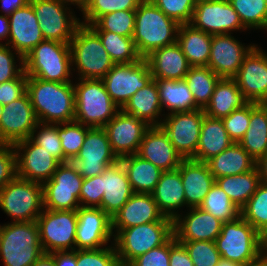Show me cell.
Instances as JSON below:
<instances>
[{"mask_svg":"<svg viewBox=\"0 0 267 266\" xmlns=\"http://www.w3.org/2000/svg\"><path fill=\"white\" fill-rule=\"evenodd\" d=\"M38 122L74 121L75 92L72 82L58 83L27 76V91Z\"/></svg>","mask_w":267,"mask_h":266,"instance_id":"cell-1","label":"cell"},{"mask_svg":"<svg viewBox=\"0 0 267 266\" xmlns=\"http://www.w3.org/2000/svg\"><path fill=\"white\" fill-rule=\"evenodd\" d=\"M178 28L179 24L151 0H142L136 9L132 35L138 54L145 58L155 49L175 44Z\"/></svg>","mask_w":267,"mask_h":266,"instance_id":"cell-2","label":"cell"},{"mask_svg":"<svg viewBox=\"0 0 267 266\" xmlns=\"http://www.w3.org/2000/svg\"><path fill=\"white\" fill-rule=\"evenodd\" d=\"M23 66L27 76L58 83L71 82L70 44L43 40L23 58Z\"/></svg>","mask_w":267,"mask_h":266,"instance_id":"cell-3","label":"cell"},{"mask_svg":"<svg viewBox=\"0 0 267 266\" xmlns=\"http://www.w3.org/2000/svg\"><path fill=\"white\" fill-rule=\"evenodd\" d=\"M78 81L73 83L74 120L90 128H104L120 108L110 98L101 79H79Z\"/></svg>","mask_w":267,"mask_h":266,"instance_id":"cell-4","label":"cell"},{"mask_svg":"<svg viewBox=\"0 0 267 266\" xmlns=\"http://www.w3.org/2000/svg\"><path fill=\"white\" fill-rule=\"evenodd\" d=\"M70 53L72 70L77 69L78 79H102L115 65L99 36L83 24L70 42Z\"/></svg>","mask_w":267,"mask_h":266,"instance_id":"cell-5","label":"cell"},{"mask_svg":"<svg viewBox=\"0 0 267 266\" xmlns=\"http://www.w3.org/2000/svg\"><path fill=\"white\" fill-rule=\"evenodd\" d=\"M173 235V221H156L122 229L113 238L120 265L128 266L135 258L165 244Z\"/></svg>","mask_w":267,"mask_h":266,"instance_id":"cell-6","label":"cell"},{"mask_svg":"<svg viewBox=\"0 0 267 266\" xmlns=\"http://www.w3.org/2000/svg\"><path fill=\"white\" fill-rule=\"evenodd\" d=\"M215 244L221 258L241 265L256 260L264 253L260 233L241 216L222 224Z\"/></svg>","mask_w":267,"mask_h":266,"instance_id":"cell-7","label":"cell"},{"mask_svg":"<svg viewBox=\"0 0 267 266\" xmlns=\"http://www.w3.org/2000/svg\"><path fill=\"white\" fill-rule=\"evenodd\" d=\"M43 253L36 221L6 224L0 237L4 266H31Z\"/></svg>","mask_w":267,"mask_h":266,"instance_id":"cell-8","label":"cell"},{"mask_svg":"<svg viewBox=\"0 0 267 266\" xmlns=\"http://www.w3.org/2000/svg\"><path fill=\"white\" fill-rule=\"evenodd\" d=\"M0 208L12 222H34L44 210L43 185L15 177L0 190Z\"/></svg>","mask_w":267,"mask_h":266,"instance_id":"cell-9","label":"cell"},{"mask_svg":"<svg viewBox=\"0 0 267 266\" xmlns=\"http://www.w3.org/2000/svg\"><path fill=\"white\" fill-rule=\"evenodd\" d=\"M77 210L44 209L36 219L44 253L75 250Z\"/></svg>","mask_w":267,"mask_h":266,"instance_id":"cell-10","label":"cell"},{"mask_svg":"<svg viewBox=\"0 0 267 266\" xmlns=\"http://www.w3.org/2000/svg\"><path fill=\"white\" fill-rule=\"evenodd\" d=\"M113 102L122 109L137 90L148 85L153 76L145 58L127 64H115L101 79Z\"/></svg>","mask_w":267,"mask_h":266,"instance_id":"cell-11","label":"cell"},{"mask_svg":"<svg viewBox=\"0 0 267 266\" xmlns=\"http://www.w3.org/2000/svg\"><path fill=\"white\" fill-rule=\"evenodd\" d=\"M29 3L38 19L44 39L70 44L76 29L81 25L70 6L67 7L60 0H30Z\"/></svg>","mask_w":267,"mask_h":266,"instance_id":"cell-12","label":"cell"},{"mask_svg":"<svg viewBox=\"0 0 267 266\" xmlns=\"http://www.w3.org/2000/svg\"><path fill=\"white\" fill-rule=\"evenodd\" d=\"M83 180L71 162L60 163L52 178L43 184L44 209L77 210Z\"/></svg>","mask_w":267,"mask_h":266,"instance_id":"cell-13","label":"cell"},{"mask_svg":"<svg viewBox=\"0 0 267 266\" xmlns=\"http://www.w3.org/2000/svg\"><path fill=\"white\" fill-rule=\"evenodd\" d=\"M204 110L197 109L189 112L162 114V129L169 136L170 142L183 159L196 155Z\"/></svg>","mask_w":267,"mask_h":266,"instance_id":"cell-14","label":"cell"},{"mask_svg":"<svg viewBox=\"0 0 267 266\" xmlns=\"http://www.w3.org/2000/svg\"><path fill=\"white\" fill-rule=\"evenodd\" d=\"M119 159L113 153L104 128H90L79 154L71 161L77 172L85 179L95 177Z\"/></svg>","mask_w":267,"mask_h":266,"instance_id":"cell-15","label":"cell"},{"mask_svg":"<svg viewBox=\"0 0 267 266\" xmlns=\"http://www.w3.org/2000/svg\"><path fill=\"white\" fill-rule=\"evenodd\" d=\"M190 24L211 35L248 30L228 0H199Z\"/></svg>","mask_w":267,"mask_h":266,"instance_id":"cell-16","label":"cell"},{"mask_svg":"<svg viewBox=\"0 0 267 266\" xmlns=\"http://www.w3.org/2000/svg\"><path fill=\"white\" fill-rule=\"evenodd\" d=\"M17 177L44 184L50 180L60 162L30 138L13 144ZM22 151V152H21Z\"/></svg>","mask_w":267,"mask_h":266,"instance_id":"cell-17","label":"cell"},{"mask_svg":"<svg viewBox=\"0 0 267 266\" xmlns=\"http://www.w3.org/2000/svg\"><path fill=\"white\" fill-rule=\"evenodd\" d=\"M150 127L144 120L120 109L104 129L113 153L120 159L138 153L140 143Z\"/></svg>","mask_w":267,"mask_h":266,"instance_id":"cell-18","label":"cell"},{"mask_svg":"<svg viewBox=\"0 0 267 266\" xmlns=\"http://www.w3.org/2000/svg\"><path fill=\"white\" fill-rule=\"evenodd\" d=\"M77 217L75 250L100 249L114 237L112 219L101 208L79 207Z\"/></svg>","mask_w":267,"mask_h":266,"instance_id":"cell-19","label":"cell"},{"mask_svg":"<svg viewBox=\"0 0 267 266\" xmlns=\"http://www.w3.org/2000/svg\"><path fill=\"white\" fill-rule=\"evenodd\" d=\"M3 109L0 119V144H14L28 139L38 123L28 93L3 105Z\"/></svg>","mask_w":267,"mask_h":266,"instance_id":"cell-20","label":"cell"},{"mask_svg":"<svg viewBox=\"0 0 267 266\" xmlns=\"http://www.w3.org/2000/svg\"><path fill=\"white\" fill-rule=\"evenodd\" d=\"M234 79L249 102L267 103V53L255 45Z\"/></svg>","mask_w":267,"mask_h":266,"instance_id":"cell-21","label":"cell"},{"mask_svg":"<svg viewBox=\"0 0 267 266\" xmlns=\"http://www.w3.org/2000/svg\"><path fill=\"white\" fill-rule=\"evenodd\" d=\"M255 45L244 46L231 34L212 35L208 67L220 78H234L244 57Z\"/></svg>","mask_w":267,"mask_h":266,"instance_id":"cell-22","label":"cell"},{"mask_svg":"<svg viewBox=\"0 0 267 266\" xmlns=\"http://www.w3.org/2000/svg\"><path fill=\"white\" fill-rule=\"evenodd\" d=\"M189 213L173 220V233L177 242L213 241L220 235L223 222L199 207L188 208Z\"/></svg>","mask_w":267,"mask_h":266,"instance_id":"cell-23","label":"cell"},{"mask_svg":"<svg viewBox=\"0 0 267 266\" xmlns=\"http://www.w3.org/2000/svg\"><path fill=\"white\" fill-rule=\"evenodd\" d=\"M111 219L114 237L122 229L132 226L156 221H173L160 212L153 195L145 193H134Z\"/></svg>","mask_w":267,"mask_h":266,"instance_id":"cell-24","label":"cell"},{"mask_svg":"<svg viewBox=\"0 0 267 266\" xmlns=\"http://www.w3.org/2000/svg\"><path fill=\"white\" fill-rule=\"evenodd\" d=\"M9 17L8 44L23 58L41 41L45 40L32 5L14 11Z\"/></svg>","mask_w":267,"mask_h":266,"instance_id":"cell-25","label":"cell"},{"mask_svg":"<svg viewBox=\"0 0 267 266\" xmlns=\"http://www.w3.org/2000/svg\"><path fill=\"white\" fill-rule=\"evenodd\" d=\"M137 155L162 171L177 169L183 160L161 126H151L146 131Z\"/></svg>","mask_w":267,"mask_h":266,"instance_id":"cell-26","label":"cell"},{"mask_svg":"<svg viewBox=\"0 0 267 266\" xmlns=\"http://www.w3.org/2000/svg\"><path fill=\"white\" fill-rule=\"evenodd\" d=\"M102 191L101 209L112 218L134 194L127 172L118 160L108 166L101 174Z\"/></svg>","mask_w":267,"mask_h":266,"instance_id":"cell-27","label":"cell"},{"mask_svg":"<svg viewBox=\"0 0 267 266\" xmlns=\"http://www.w3.org/2000/svg\"><path fill=\"white\" fill-rule=\"evenodd\" d=\"M183 183L186 205L199 207L215 183L206 162L183 159L178 167Z\"/></svg>","mask_w":267,"mask_h":266,"instance_id":"cell-28","label":"cell"},{"mask_svg":"<svg viewBox=\"0 0 267 266\" xmlns=\"http://www.w3.org/2000/svg\"><path fill=\"white\" fill-rule=\"evenodd\" d=\"M145 60L153 79L182 80L191 68L177 42L155 49Z\"/></svg>","mask_w":267,"mask_h":266,"instance_id":"cell-29","label":"cell"},{"mask_svg":"<svg viewBox=\"0 0 267 266\" xmlns=\"http://www.w3.org/2000/svg\"><path fill=\"white\" fill-rule=\"evenodd\" d=\"M152 195L160 212L172 220L179 215L178 210L188 208L178 168L163 171Z\"/></svg>","mask_w":267,"mask_h":266,"instance_id":"cell-30","label":"cell"},{"mask_svg":"<svg viewBox=\"0 0 267 266\" xmlns=\"http://www.w3.org/2000/svg\"><path fill=\"white\" fill-rule=\"evenodd\" d=\"M248 103L234 78H220L204 113L211 118L222 119Z\"/></svg>","mask_w":267,"mask_h":266,"instance_id":"cell-31","label":"cell"},{"mask_svg":"<svg viewBox=\"0 0 267 266\" xmlns=\"http://www.w3.org/2000/svg\"><path fill=\"white\" fill-rule=\"evenodd\" d=\"M222 119L204 115L196 155L192 158L206 162L233 144Z\"/></svg>","mask_w":267,"mask_h":266,"instance_id":"cell-32","label":"cell"},{"mask_svg":"<svg viewBox=\"0 0 267 266\" xmlns=\"http://www.w3.org/2000/svg\"><path fill=\"white\" fill-rule=\"evenodd\" d=\"M206 164L215 179L243 174L256 167L254 158L239 143H233Z\"/></svg>","mask_w":267,"mask_h":266,"instance_id":"cell-33","label":"cell"},{"mask_svg":"<svg viewBox=\"0 0 267 266\" xmlns=\"http://www.w3.org/2000/svg\"><path fill=\"white\" fill-rule=\"evenodd\" d=\"M176 42L191 67L208 65L212 43L211 34L198 30L191 24H180Z\"/></svg>","mask_w":267,"mask_h":266,"instance_id":"cell-34","label":"cell"},{"mask_svg":"<svg viewBox=\"0 0 267 266\" xmlns=\"http://www.w3.org/2000/svg\"><path fill=\"white\" fill-rule=\"evenodd\" d=\"M121 110L144 120L150 126H160L162 122V118H160L162 106L155 79L145 87L137 90Z\"/></svg>","mask_w":267,"mask_h":266,"instance_id":"cell-35","label":"cell"},{"mask_svg":"<svg viewBox=\"0 0 267 266\" xmlns=\"http://www.w3.org/2000/svg\"><path fill=\"white\" fill-rule=\"evenodd\" d=\"M238 143L255 161L267 153V103L250 102L249 129Z\"/></svg>","mask_w":267,"mask_h":266,"instance_id":"cell-36","label":"cell"},{"mask_svg":"<svg viewBox=\"0 0 267 266\" xmlns=\"http://www.w3.org/2000/svg\"><path fill=\"white\" fill-rule=\"evenodd\" d=\"M119 160L127 172L133 192L152 194L163 171L137 154Z\"/></svg>","mask_w":267,"mask_h":266,"instance_id":"cell-37","label":"cell"},{"mask_svg":"<svg viewBox=\"0 0 267 266\" xmlns=\"http://www.w3.org/2000/svg\"><path fill=\"white\" fill-rule=\"evenodd\" d=\"M155 81L157 83L162 111H164V107L170 111L168 114L199 109L184 79H155Z\"/></svg>","mask_w":267,"mask_h":266,"instance_id":"cell-38","label":"cell"},{"mask_svg":"<svg viewBox=\"0 0 267 266\" xmlns=\"http://www.w3.org/2000/svg\"><path fill=\"white\" fill-rule=\"evenodd\" d=\"M215 183L225 191L231 201L241 209L260 184L257 167L249 172L215 179Z\"/></svg>","mask_w":267,"mask_h":266,"instance_id":"cell-39","label":"cell"},{"mask_svg":"<svg viewBox=\"0 0 267 266\" xmlns=\"http://www.w3.org/2000/svg\"><path fill=\"white\" fill-rule=\"evenodd\" d=\"M219 79L220 77L208 66L191 67L185 75L184 80L199 109L204 110L208 105Z\"/></svg>","mask_w":267,"mask_h":266,"instance_id":"cell-40","label":"cell"},{"mask_svg":"<svg viewBox=\"0 0 267 266\" xmlns=\"http://www.w3.org/2000/svg\"><path fill=\"white\" fill-rule=\"evenodd\" d=\"M100 38L105 50L115 64H127L139 61L133 38L121 36L109 31H94Z\"/></svg>","mask_w":267,"mask_h":266,"instance_id":"cell-41","label":"cell"},{"mask_svg":"<svg viewBox=\"0 0 267 266\" xmlns=\"http://www.w3.org/2000/svg\"><path fill=\"white\" fill-rule=\"evenodd\" d=\"M199 208L212 214L223 223L235 220L240 216V209L216 183L211 187Z\"/></svg>","mask_w":267,"mask_h":266,"instance_id":"cell-42","label":"cell"},{"mask_svg":"<svg viewBox=\"0 0 267 266\" xmlns=\"http://www.w3.org/2000/svg\"><path fill=\"white\" fill-rule=\"evenodd\" d=\"M247 29L267 30L266 0H228Z\"/></svg>","mask_w":267,"mask_h":266,"instance_id":"cell-43","label":"cell"},{"mask_svg":"<svg viewBox=\"0 0 267 266\" xmlns=\"http://www.w3.org/2000/svg\"><path fill=\"white\" fill-rule=\"evenodd\" d=\"M240 216L259 233L267 227V184L258 185L254 194L240 209Z\"/></svg>","mask_w":267,"mask_h":266,"instance_id":"cell-44","label":"cell"},{"mask_svg":"<svg viewBox=\"0 0 267 266\" xmlns=\"http://www.w3.org/2000/svg\"><path fill=\"white\" fill-rule=\"evenodd\" d=\"M136 10L114 11L101 16L94 24L88 25L93 31H109L121 36L132 37Z\"/></svg>","mask_w":267,"mask_h":266,"instance_id":"cell-45","label":"cell"},{"mask_svg":"<svg viewBox=\"0 0 267 266\" xmlns=\"http://www.w3.org/2000/svg\"><path fill=\"white\" fill-rule=\"evenodd\" d=\"M89 129L90 127L75 120L58 124V136L61 139L64 163L71 162L79 154Z\"/></svg>","mask_w":267,"mask_h":266,"instance_id":"cell-46","label":"cell"},{"mask_svg":"<svg viewBox=\"0 0 267 266\" xmlns=\"http://www.w3.org/2000/svg\"><path fill=\"white\" fill-rule=\"evenodd\" d=\"M142 0H90L82 12L83 25L94 24L101 16L121 10H136Z\"/></svg>","mask_w":267,"mask_h":266,"instance_id":"cell-47","label":"cell"},{"mask_svg":"<svg viewBox=\"0 0 267 266\" xmlns=\"http://www.w3.org/2000/svg\"><path fill=\"white\" fill-rule=\"evenodd\" d=\"M29 138L35 144L45 149L60 163H64L61 139L58 136V124L38 122L36 128L31 132Z\"/></svg>","mask_w":267,"mask_h":266,"instance_id":"cell-48","label":"cell"},{"mask_svg":"<svg viewBox=\"0 0 267 266\" xmlns=\"http://www.w3.org/2000/svg\"><path fill=\"white\" fill-rule=\"evenodd\" d=\"M194 266H216L221 254L213 241H185L181 243Z\"/></svg>","mask_w":267,"mask_h":266,"instance_id":"cell-49","label":"cell"},{"mask_svg":"<svg viewBox=\"0 0 267 266\" xmlns=\"http://www.w3.org/2000/svg\"><path fill=\"white\" fill-rule=\"evenodd\" d=\"M100 249L76 250V266H121L115 246Z\"/></svg>","mask_w":267,"mask_h":266,"instance_id":"cell-50","label":"cell"},{"mask_svg":"<svg viewBox=\"0 0 267 266\" xmlns=\"http://www.w3.org/2000/svg\"><path fill=\"white\" fill-rule=\"evenodd\" d=\"M165 15L180 24H190L196 0H151Z\"/></svg>","mask_w":267,"mask_h":266,"instance_id":"cell-51","label":"cell"},{"mask_svg":"<svg viewBox=\"0 0 267 266\" xmlns=\"http://www.w3.org/2000/svg\"><path fill=\"white\" fill-rule=\"evenodd\" d=\"M225 130L234 143H238L249 129L250 102L243 108L234 110L228 116L222 118Z\"/></svg>","mask_w":267,"mask_h":266,"instance_id":"cell-52","label":"cell"},{"mask_svg":"<svg viewBox=\"0 0 267 266\" xmlns=\"http://www.w3.org/2000/svg\"><path fill=\"white\" fill-rule=\"evenodd\" d=\"M11 49L7 44H0V83L16 79L24 71L23 57ZM15 59L18 60L19 67Z\"/></svg>","mask_w":267,"mask_h":266,"instance_id":"cell-53","label":"cell"},{"mask_svg":"<svg viewBox=\"0 0 267 266\" xmlns=\"http://www.w3.org/2000/svg\"><path fill=\"white\" fill-rule=\"evenodd\" d=\"M176 242L173 235L165 244L135 258L128 266H169L170 248Z\"/></svg>","mask_w":267,"mask_h":266,"instance_id":"cell-54","label":"cell"},{"mask_svg":"<svg viewBox=\"0 0 267 266\" xmlns=\"http://www.w3.org/2000/svg\"><path fill=\"white\" fill-rule=\"evenodd\" d=\"M103 194L101 174L85 178L80 190V207L101 208Z\"/></svg>","mask_w":267,"mask_h":266,"instance_id":"cell-55","label":"cell"},{"mask_svg":"<svg viewBox=\"0 0 267 266\" xmlns=\"http://www.w3.org/2000/svg\"><path fill=\"white\" fill-rule=\"evenodd\" d=\"M17 176L13 144H0V190Z\"/></svg>","mask_w":267,"mask_h":266,"instance_id":"cell-56","label":"cell"},{"mask_svg":"<svg viewBox=\"0 0 267 266\" xmlns=\"http://www.w3.org/2000/svg\"><path fill=\"white\" fill-rule=\"evenodd\" d=\"M27 91V75L23 71L16 79L0 83V104L7 105Z\"/></svg>","mask_w":267,"mask_h":266,"instance_id":"cell-57","label":"cell"},{"mask_svg":"<svg viewBox=\"0 0 267 266\" xmlns=\"http://www.w3.org/2000/svg\"><path fill=\"white\" fill-rule=\"evenodd\" d=\"M169 266H194L185 247L179 242L170 248Z\"/></svg>","mask_w":267,"mask_h":266,"instance_id":"cell-58","label":"cell"},{"mask_svg":"<svg viewBox=\"0 0 267 266\" xmlns=\"http://www.w3.org/2000/svg\"><path fill=\"white\" fill-rule=\"evenodd\" d=\"M49 254L56 266H76V250L54 251Z\"/></svg>","mask_w":267,"mask_h":266,"instance_id":"cell-59","label":"cell"},{"mask_svg":"<svg viewBox=\"0 0 267 266\" xmlns=\"http://www.w3.org/2000/svg\"><path fill=\"white\" fill-rule=\"evenodd\" d=\"M30 0H0V10L3 15L10 16L14 11L26 6Z\"/></svg>","mask_w":267,"mask_h":266,"instance_id":"cell-60","label":"cell"},{"mask_svg":"<svg viewBox=\"0 0 267 266\" xmlns=\"http://www.w3.org/2000/svg\"><path fill=\"white\" fill-rule=\"evenodd\" d=\"M9 34V17L0 14V44H4L1 40H6L5 44H8Z\"/></svg>","mask_w":267,"mask_h":266,"instance_id":"cell-61","label":"cell"},{"mask_svg":"<svg viewBox=\"0 0 267 266\" xmlns=\"http://www.w3.org/2000/svg\"><path fill=\"white\" fill-rule=\"evenodd\" d=\"M260 183L267 184V153L256 161Z\"/></svg>","mask_w":267,"mask_h":266,"instance_id":"cell-62","label":"cell"},{"mask_svg":"<svg viewBox=\"0 0 267 266\" xmlns=\"http://www.w3.org/2000/svg\"><path fill=\"white\" fill-rule=\"evenodd\" d=\"M31 266H56L49 253H43Z\"/></svg>","mask_w":267,"mask_h":266,"instance_id":"cell-63","label":"cell"},{"mask_svg":"<svg viewBox=\"0 0 267 266\" xmlns=\"http://www.w3.org/2000/svg\"><path fill=\"white\" fill-rule=\"evenodd\" d=\"M63 4L66 5H77V8H79V10L81 12L84 11V9L87 7V5L89 4L90 0H60Z\"/></svg>","mask_w":267,"mask_h":266,"instance_id":"cell-64","label":"cell"},{"mask_svg":"<svg viewBox=\"0 0 267 266\" xmlns=\"http://www.w3.org/2000/svg\"><path fill=\"white\" fill-rule=\"evenodd\" d=\"M242 266H267V254L264 252L256 260Z\"/></svg>","mask_w":267,"mask_h":266,"instance_id":"cell-65","label":"cell"},{"mask_svg":"<svg viewBox=\"0 0 267 266\" xmlns=\"http://www.w3.org/2000/svg\"><path fill=\"white\" fill-rule=\"evenodd\" d=\"M216 266H242V265L239 263L221 258L219 263Z\"/></svg>","mask_w":267,"mask_h":266,"instance_id":"cell-66","label":"cell"},{"mask_svg":"<svg viewBox=\"0 0 267 266\" xmlns=\"http://www.w3.org/2000/svg\"><path fill=\"white\" fill-rule=\"evenodd\" d=\"M261 240L265 245L267 243V227L260 233Z\"/></svg>","mask_w":267,"mask_h":266,"instance_id":"cell-67","label":"cell"},{"mask_svg":"<svg viewBox=\"0 0 267 266\" xmlns=\"http://www.w3.org/2000/svg\"><path fill=\"white\" fill-rule=\"evenodd\" d=\"M5 227H6V224H4L3 226L0 225V237L4 233Z\"/></svg>","mask_w":267,"mask_h":266,"instance_id":"cell-68","label":"cell"},{"mask_svg":"<svg viewBox=\"0 0 267 266\" xmlns=\"http://www.w3.org/2000/svg\"><path fill=\"white\" fill-rule=\"evenodd\" d=\"M3 105L0 104V119H1V116H2V113H3Z\"/></svg>","mask_w":267,"mask_h":266,"instance_id":"cell-69","label":"cell"},{"mask_svg":"<svg viewBox=\"0 0 267 266\" xmlns=\"http://www.w3.org/2000/svg\"><path fill=\"white\" fill-rule=\"evenodd\" d=\"M264 252L267 254V243L264 245Z\"/></svg>","mask_w":267,"mask_h":266,"instance_id":"cell-70","label":"cell"}]
</instances>
